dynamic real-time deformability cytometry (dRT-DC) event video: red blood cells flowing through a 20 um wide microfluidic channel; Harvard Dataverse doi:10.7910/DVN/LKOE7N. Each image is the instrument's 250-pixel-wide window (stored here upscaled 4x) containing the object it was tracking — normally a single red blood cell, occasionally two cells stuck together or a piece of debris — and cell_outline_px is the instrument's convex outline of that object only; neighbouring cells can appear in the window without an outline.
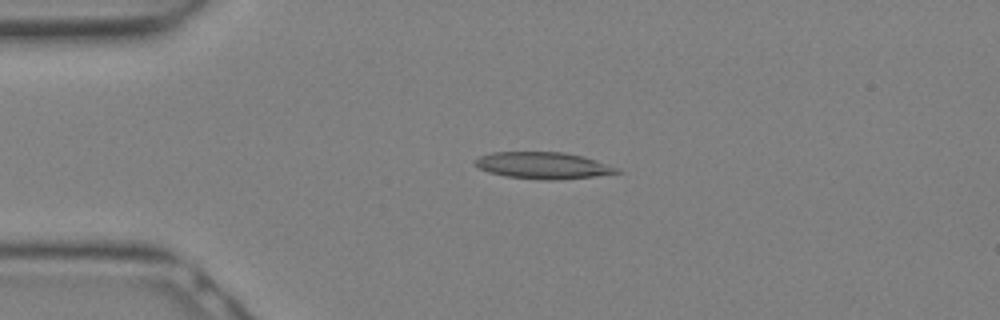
{"species": "Egyptian fruit bat (a non-hibernating species)", "species_latin": "Rousettus aegyptiacus", "temperature_condition": "warm", "stored_images_in_passage": 9, "camera_frame_rate_fps": 3000, "um_per_image_px": 0.085, "animal": {"sex": "female"}, "frame": {"image": 1, "passage_image": 7, "time_ms": 2.0, "image_size_px": [1000, 320], "cell_outline_px": [[624, 172], [592, 176], [552, 180], [540, 180], [504, 176], [488, 172], [480, 168], [472, 160], [480, 156], [492, 152], [564, 152], [584, 156], [620, 168]], "centroid_in_image_um": [46.17, 14.06], "position_along_channel_um": 38.8, "area_um2": 22.14}}